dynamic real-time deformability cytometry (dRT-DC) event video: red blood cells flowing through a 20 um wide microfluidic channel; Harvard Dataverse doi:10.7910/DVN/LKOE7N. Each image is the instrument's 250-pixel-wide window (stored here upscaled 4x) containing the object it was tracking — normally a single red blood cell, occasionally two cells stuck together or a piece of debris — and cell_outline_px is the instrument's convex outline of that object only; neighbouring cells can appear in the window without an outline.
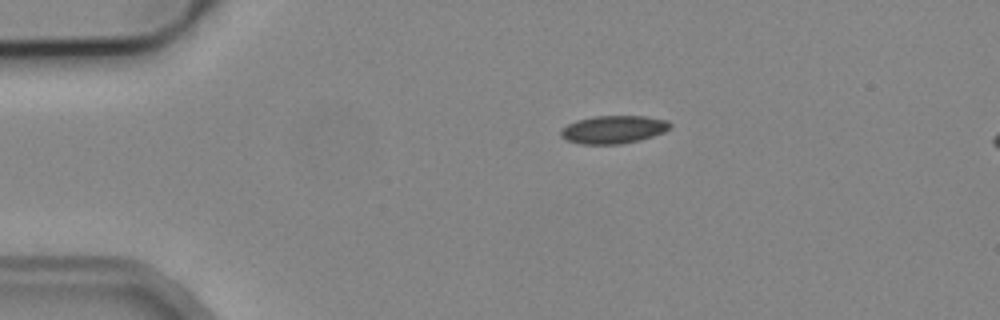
{"species": "common noctule bat (a hibernating species)", "species_latin": "Nyctalus noctula", "temperature_condition": "cold", "stored_images_in_passage": 4, "camera_frame_rate_fps": 3000, "um_per_image_px": 0.085, "animal": {"sex": "male", "body_mass_g": 19.2, "forearm_length_mm": 51.8}, "frame": {"image": 1, "passage_image": 1, "time_ms": 0.0, "image_size_px": [1000, 320], "cell_outline_px": [[672, 128], [664, 132], [640, 140], [620, 144], [580, 144], [568, 140], [560, 136], [560, 132], [568, 124], [576, 120], [596, 116], [644, 116], [668, 120], [672, 124]], "centroid_in_image_um": [52.18, 11.0], "position_along_channel_um": 32.8, "area_um2": 17.8}}